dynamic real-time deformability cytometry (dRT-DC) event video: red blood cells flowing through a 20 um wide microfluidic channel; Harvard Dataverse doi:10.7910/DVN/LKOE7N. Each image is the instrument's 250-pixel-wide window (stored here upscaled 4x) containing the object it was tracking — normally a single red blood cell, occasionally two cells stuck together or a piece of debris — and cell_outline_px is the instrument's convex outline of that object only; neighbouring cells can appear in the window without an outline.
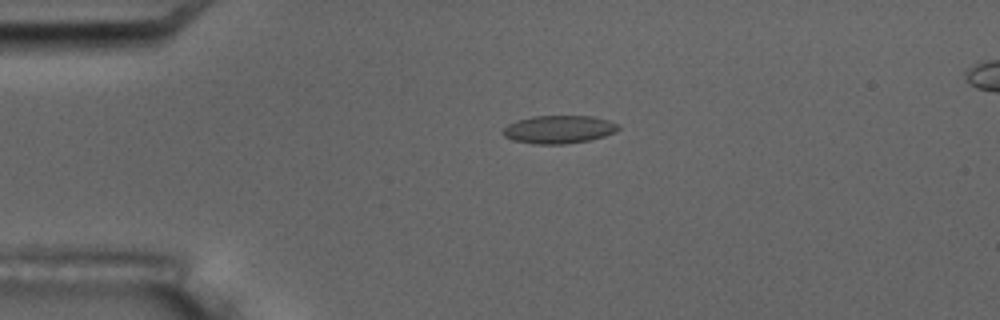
{"species": "common noctule bat (a hibernating species)", "species_latin": "Nyctalus noctula", "temperature_condition": "room temperature", "stored_images_in_passage": 5, "camera_frame_rate_fps": 3000, "um_per_image_px": 0.085, "animal": {"sex": "male", "body_mass_g": 17.5, "forearm_length_mm": 52.3}, "frame": {"image": 1, "passage_image": 3, "time_ms": 2.333, "image_size_px": [1000, 320], "cell_outline_px": [[620, 128], [616, 132], [604, 136], [588, 140], [564, 144], [536, 144], [512, 140], [504, 136], [504, 128], [508, 124], [516, 120], [532, 116], [592, 116], [608, 120], [620, 124]], "centroid_in_image_um": [47.52, 10.99], "position_along_channel_um": 37.5, "area_um2": 18.84}}